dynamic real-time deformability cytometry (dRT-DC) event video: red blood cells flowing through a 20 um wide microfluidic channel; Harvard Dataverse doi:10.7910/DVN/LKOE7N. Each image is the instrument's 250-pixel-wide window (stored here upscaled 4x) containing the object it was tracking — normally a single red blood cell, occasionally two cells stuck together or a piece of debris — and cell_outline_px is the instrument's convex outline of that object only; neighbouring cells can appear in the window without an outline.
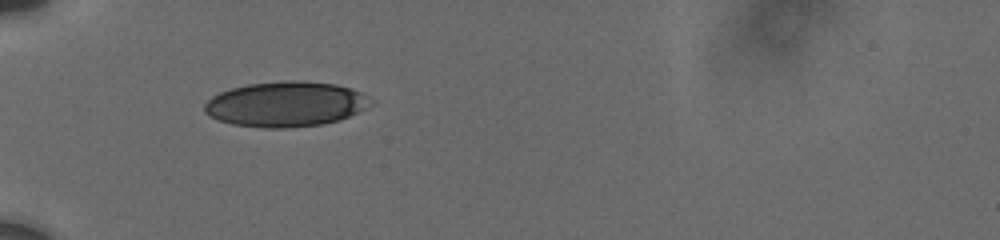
{"species": "human", "species_latin": "Homo sapiens", "temperature_condition": "cold", "stored_images_in_passage": 34, "camera_frame_rate_fps": 3000, "um_per_image_px": 0.085, "donor": {"sex": "male"}, "frame": {"image": 1, "passage_image": 1, "time_ms": 0.0, "image_size_px": [1000, 240], "cell_outline_px": [[372, 104], [340, 120], [320, 124], [284, 128], [268, 128], [232, 124], [220, 120], [204, 112], [204, 104], [212, 96], [220, 92], [232, 88], [248, 84], [288, 80], [300, 80], [336, 84], [352, 88], [360, 92]], "centroid_in_image_um": [24.26, 8.84], "position_along_channel_um": 60.7, "area_um2": 43.29}}
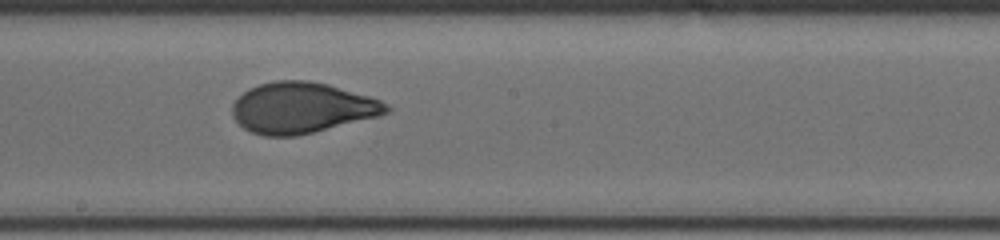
{"frame": {"image": 2, "passage_image": 15, "time_ms": 4.667, "image_size_px": [1000, 240], "cell_outline_px": [[392, 108], [388, 112], [380, 116], [296, 136], [264, 136], [252, 132], [244, 128], [232, 116], [232, 104], [248, 88], [260, 84], [276, 80], [308, 80], [328, 84], [368, 96], [380, 100], [388, 104]], "centroid_in_image_um": [25.66, 9.16], "position_along_channel_um": 222.5, "area_um2": 45.55}}
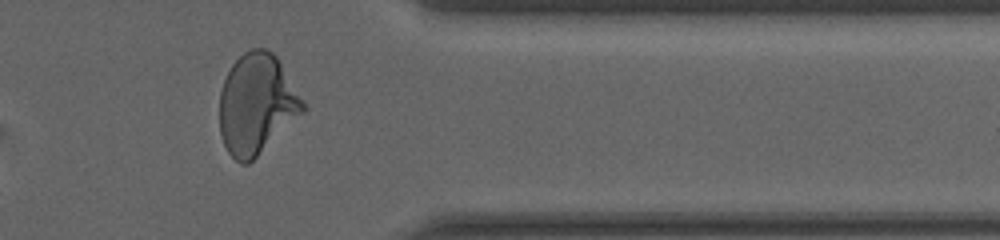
{"frame": {"image": 3, "passage_image": 29, "time_ms": 9.333, "image_size_px": [1000, 240], "cell_outline_px": [[304, 112], [248, 164], [240, 164], [228, 152], [224, 144], [220, 132], [220, 92], [224, 80], [232, 64], [244, 52], [252, 48], [264, 48], [272, 52], [276, 56], [304, 100]], "centroid_in_image_um": [21.81, 8.84], "position_along_channel_um": 389.6, "area_um2": 48.32}, "authors_computed_cell_mechanics": {"area_um2": 45.6331, "velocity_mm_per_s": 3.7443, "shape_relaxation_time_tau1_ms": 4.8861, "shape_relaxation_time_tau2_ms": null, "deformation_change_tau1": 0.1791, "deformation_change_tau2": null}}